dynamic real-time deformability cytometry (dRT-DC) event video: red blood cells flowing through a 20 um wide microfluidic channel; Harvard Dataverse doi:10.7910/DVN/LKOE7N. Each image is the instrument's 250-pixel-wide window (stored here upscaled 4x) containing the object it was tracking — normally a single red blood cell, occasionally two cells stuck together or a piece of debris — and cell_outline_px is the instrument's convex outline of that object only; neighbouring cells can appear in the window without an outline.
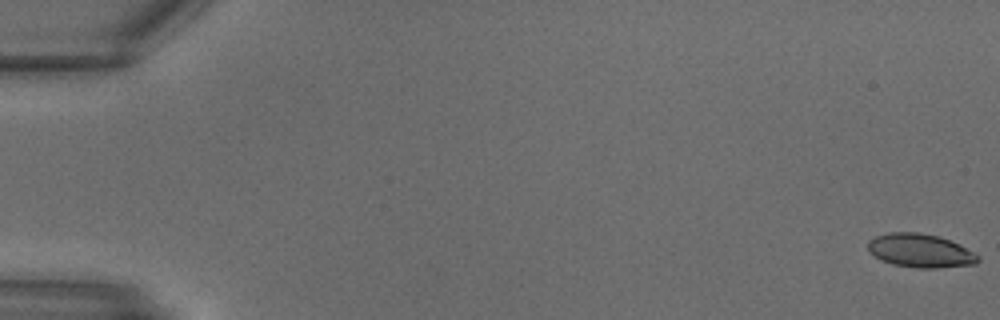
{"species": "common noctule bat (a hibernating species)", "species_latin": "Nyctalus noctula", "temperature_condition": "warm", "stored_images_in_passage": 18, "camera_frame_rate_fps": 3000, "um_per_image_px": 0.085, "animal": {"sex": "male", "body_mass_g": 18.8}, "frame": {"image": 1, "passage_image": 1, "time_ms": 0.0, "image_size_px": [1000, 320], "cell_outline_px": [[980, 260], [976, 264], [936, 268], [916, 268], [892, 264], [880, 260], [872, 256], [868, 252], [868, 240], [876, 236], [888, 232], [920, 232], [936, 236], [960, 244], [980, 256]], "centroid_in_image_um": [78.2, 21.31], "position_along_channel_um": 6.8, "area_um2": 21.79}}
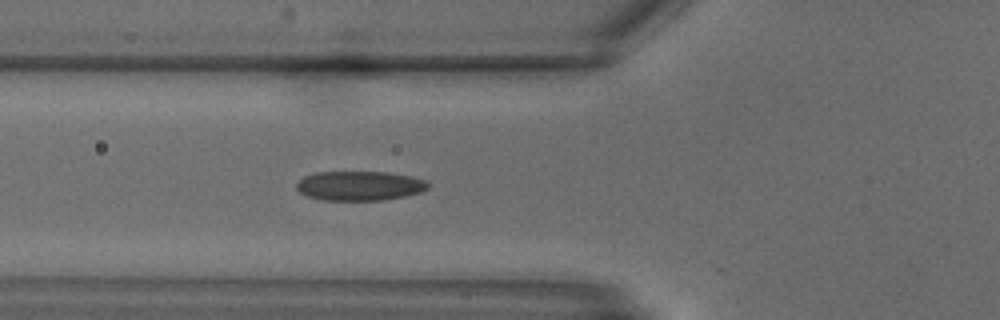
{"frame": {"image": 2, "passage_image": 12, "time_ms": 3.667, "image_size_px": [1000, 320], "cell_outline_px": [[428, 188], [420, 192], [404, 196], [384, 200], [320, 200], [308, 196], [300, 192], [296, 188], [296, 184], [304, 176], [316, 172], [388, 172], [412, 176], [428, 180]], "centroid_in_image_um": [30.58, 15.79], "position_along_channel_um": 95.2, "area_um2": 22.66}}
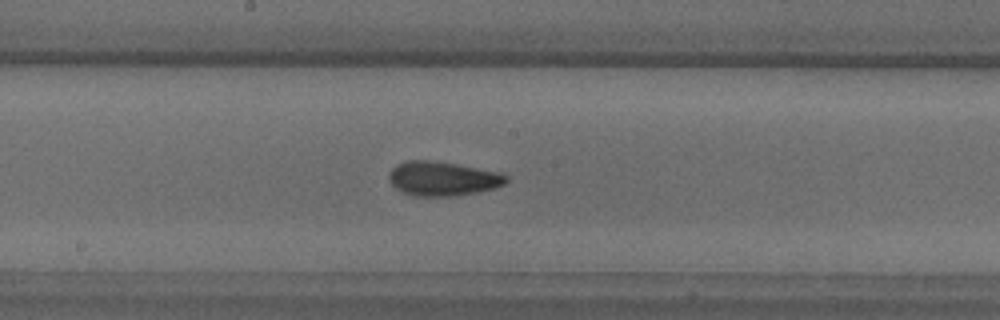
{"frame": {"image": 3, "passage_image": 17, "time_ms": 5.333, "image_size_px": [1000, 320], "cell_outline_px": [[508, 180], [504, 184], [496, 188], [456, 196], [412, 196], [396, 188], [388, 180], [388, 176], [392, 168], [396, 164], [404, 160], [436, 160], [500, 172], [508, 176]], "centroid_in_image_um": [37.62, 15.17], "position_along_channel_um": 210.6, "area_um2": 23.7}}